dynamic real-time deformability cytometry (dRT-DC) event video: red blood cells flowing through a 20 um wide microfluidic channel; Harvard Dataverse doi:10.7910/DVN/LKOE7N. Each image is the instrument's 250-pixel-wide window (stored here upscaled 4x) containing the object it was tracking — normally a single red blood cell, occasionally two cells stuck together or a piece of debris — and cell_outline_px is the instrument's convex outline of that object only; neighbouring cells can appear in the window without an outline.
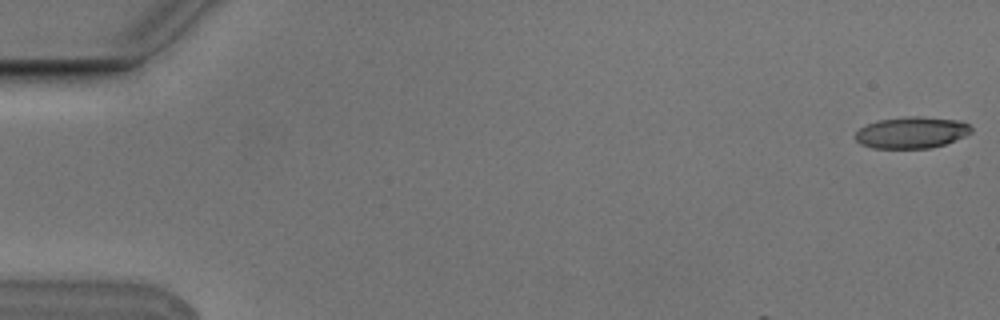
{"species": "Egyptian fruit bat (a non-hibernating species)", "species_latin": "Rousettus aegyptiacus", "temperature_condition": "cold", "stored_images_in_passage": 7, "camera_frame_rate_fps": 3000, "um_per_image_px": 0.085, "animal": {"sex": "male"}, "frame": {"image": 1, "passage_image": 1, "time_ms": 0.0, "image_size_px": [1000, 320], "cell_outline_px": [[972, 132], [964, 136], [944, 144], [928, 148], [872, 148], [860, 144], [856, 140], [856, 132], [860, 128], [876, 120], [908, 116], [920, 116], [960, 120], [968, 124], [972, 128]], "centroid_in_image_um": [77.48, 11.25], "position_along_channel_um": 7.5, "area_um2": 21.27}}
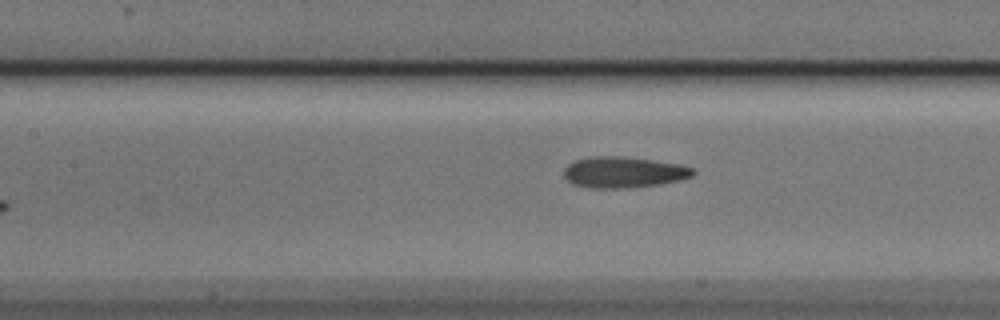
{"frame": {"image": 2, "passage_image": 7, "time_ms": 2.0, "image_size_px": [1000, 320], "cell_outline_px": [[696, 172], [692, 176], [680, 180], [660, 184], [620, 188], [592, 188], [572, 184], [564, 176], [564, 168], [568, 164], [576, 160], [592, 156], [620, 156], [652, 160], [680, 164], [692, 168]], "centroid_in_image_um": [52.99, 14.64], "position_along_channel_um": 154.4, "area_um2": 23.24}}